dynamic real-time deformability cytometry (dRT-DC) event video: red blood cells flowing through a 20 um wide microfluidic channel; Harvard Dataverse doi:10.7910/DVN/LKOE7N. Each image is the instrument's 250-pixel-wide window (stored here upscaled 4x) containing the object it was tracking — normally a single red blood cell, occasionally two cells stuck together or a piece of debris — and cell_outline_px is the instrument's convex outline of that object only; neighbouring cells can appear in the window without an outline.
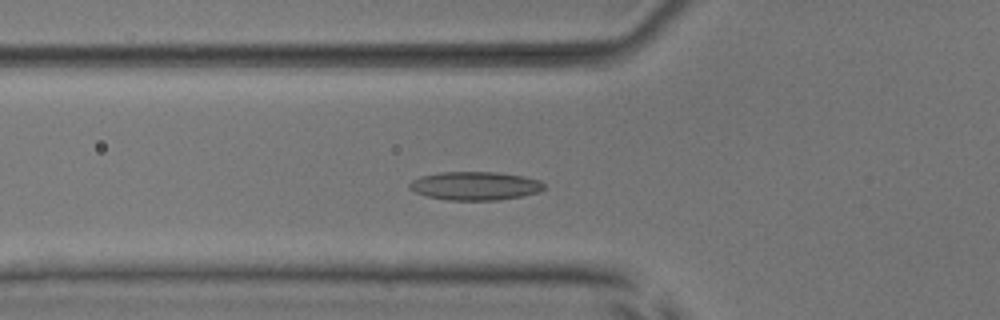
{"species": "common noctule bat (a hibernating species)", "species_latin": "Nyctalus noctula", "temperature_condition": "room temperature", "stored_images_in_passage": 54, "camera_frame_rate_fps": 3000, "um_per_image_px": 0.085, "animal": {"sex": "male", "body_mass_g": 17.9, "forearm_length_mm": 54.2}, "frame": {"image": 1, "passage_image": 19, "time_ms": 6.0, "image_size_px": [1000, 320], "cell_outline_px": [[544, 188], [540, 192], [520, 196], [496, 200], [448, 200], [428, 196], [416, 192], [408, 188], [408, 184], [412, 180], [420, 176], [440, 172], [496, 172], [524, 176], [540, 180], [544, 184]], "centroid_in_image_um": [40.38, 15.79], "position_along_channel_um": 85.4, "area_um2": 22.31}}
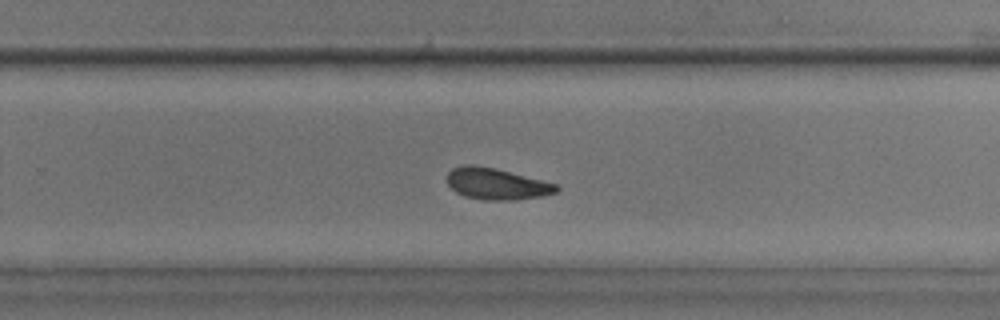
{"frame": {"image": 2, "passage_image": 35, "time_ms": 11.333, "image_size_px": [1000, 320], "cell_outline_px": [[560, 188], [556, 192], [540, 196], [516, 200], [484, 200], [464, 196], [456, 192], [448, 184], [448, 172], [452, 168], [464, 164], [476, 164], [496, 168], [556, 184]], "centroid_in_image_um": [42.17, 15.62], "position_along_channel_um": 287.6, "area_um2": 20.0}}
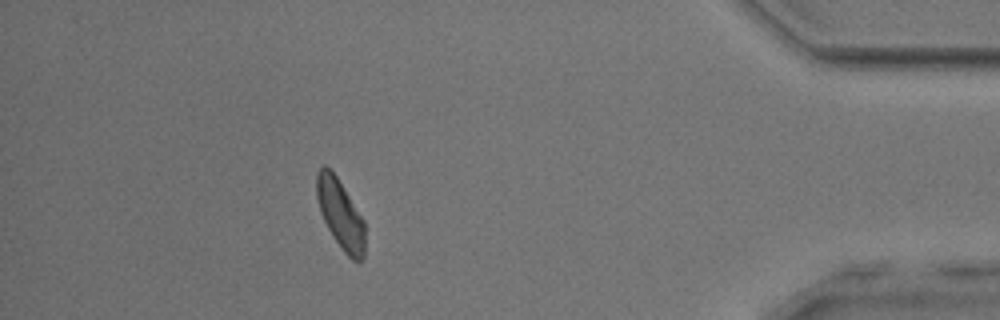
{"frame": {"image": 3, "passage_image": 48, "time_ms": 15.667, "image_size_px": [1000, 320], "cell_outline_px": [[364, 256], [360, 260], [352, 260], [344, 252], [332, 236], [320, 212], [316, 196], [316, 172], [324, 164], [336, 176], [364, 220]], "centroid_in_image_um": [28.91, 18.19], "position_along_channel_um": 406.3, "area_um2": 19.25}, "authors_computed_cell_mechanics": {"area_um2": 20.4901, "velocity_mm_per_s": 3.8023, "shape_relaxation_time_tau1_ms": 4.0625, "shape_relaxation_time_tau2_ms": 4.0113, "deformation_change_tau1": 0.104, "deformation_change_tau2": 0.0921}}